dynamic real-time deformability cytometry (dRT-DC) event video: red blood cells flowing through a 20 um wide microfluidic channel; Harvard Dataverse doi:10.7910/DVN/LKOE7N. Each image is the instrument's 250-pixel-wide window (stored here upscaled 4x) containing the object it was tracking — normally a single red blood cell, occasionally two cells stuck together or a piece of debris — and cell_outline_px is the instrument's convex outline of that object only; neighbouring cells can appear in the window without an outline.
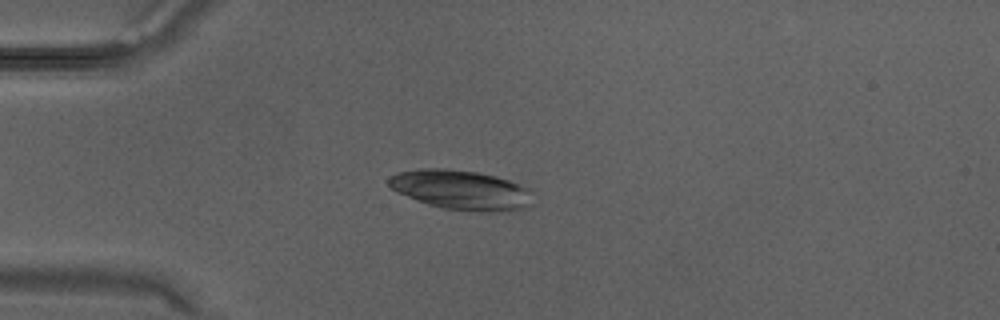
{"species": "Egyptian fruit bat (a non-hibernating species)", "species_latin": "Rousettus aegyptiacus", "temperature_condition": "warm", "stored_images_in_passage": 26, "camera_frame_rate_fps": 3000, "um_per_image_px": 0.085, "animal": {"sex": "male"}, "frame": {"image": 1, "passage_image": 2, "time_ms": 0.333, "image_size_px": [1000, 320], "cell_outline_px": [[532, 192], [528, 204], [520, 208], [496, 212], [476, 212], [444, 208], [428, 204], [396, 192], [388, 184], [388, 180], [396, 172], [420, 168], [444, 168], [476, 172], [496, 176], [508, 180], [528, 188]], "centroid_in_image_um": [39.14, 16.13], "position_along_channel_um": 45.9, "area_um2": 32.95}}
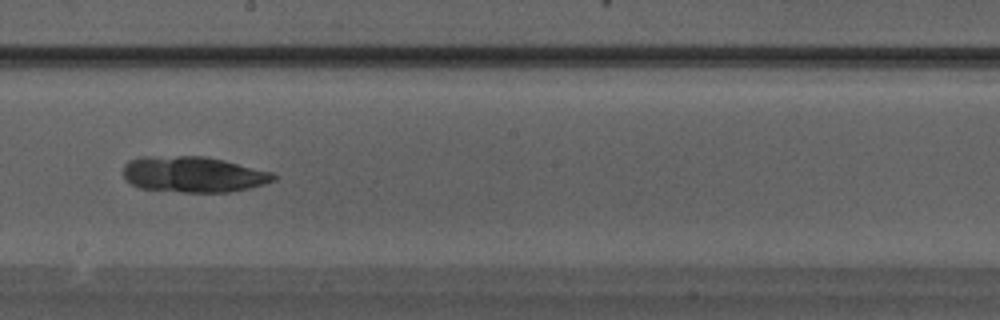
{"frame": {"image": 2, "passage_image": 12, "time_ms": 3.667, "image_size_px": [1000, 320], "cell_outline_px": [[276, 180], [264, 184], [248, 188], [228, 192], [180, 192], [140, 188], [124, 180], [124, 164], [128, 160], [140, 156], [208, 156], [272, 172], [276, 176]], "centroid_in_image_um": [16.4, 14.81], "position_along_channel_um": 231.8, "area_um2": 31.62}}
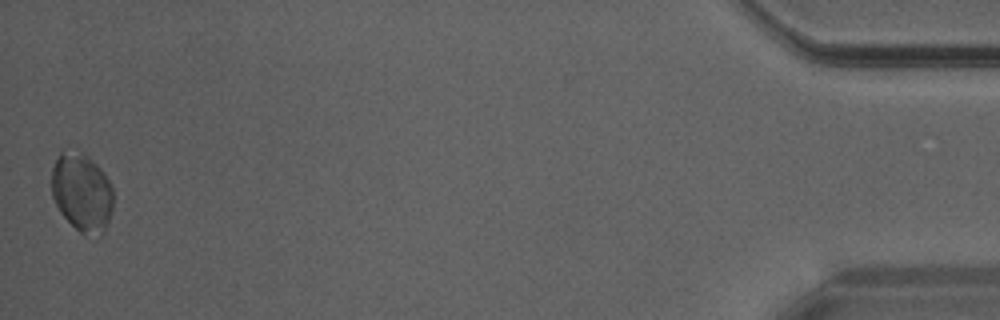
{"frame": {"image": 3, "passage_image": 26, "time_ms": 8.333, "image_size_px": [1000, 320], "cell_outline_px": [[112, 208], [108, 220], [100, 236], [84, 236], [60, 212], [52, 196], [52, 168], [60, 152], [64, 148], [84, 156], [96, 164], [104, 172], [112, 184]], "centroid_in_image_um": [6.96, 16.37], "position_along_channel_um": 428.2, "area_um2": 27.86}}